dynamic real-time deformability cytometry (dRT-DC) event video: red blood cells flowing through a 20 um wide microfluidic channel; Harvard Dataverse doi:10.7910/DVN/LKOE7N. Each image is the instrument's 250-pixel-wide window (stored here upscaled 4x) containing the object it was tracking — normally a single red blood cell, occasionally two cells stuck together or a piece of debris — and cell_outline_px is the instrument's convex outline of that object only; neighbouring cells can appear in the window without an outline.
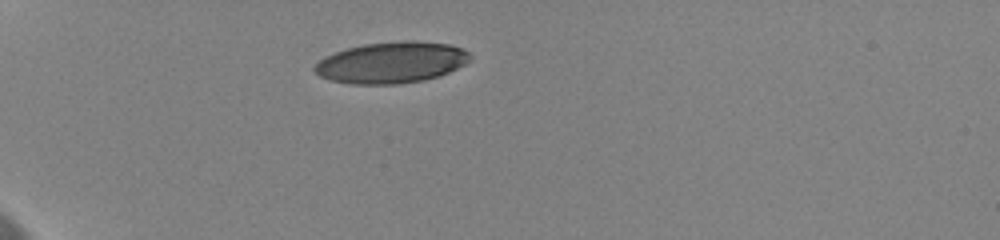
{"species": "human", "species_latin": "Homo sapiens", "temperature_condition": "cold", "stored_images_in_passage": 32, "camera_frame_rate_fps": 3000, "um_per_image_px": 0.085, "donor": {"sex": "female"}, "frame": {"image": 1, "passage_image": 1, "time_ms": 0.0, "image_size_px": [1000, 240], "cell_outline_px": [[472, 60], [440, 76], [424, 80], [396, 84], [352, 84], [332, 80], [320, 76], [312, 68], [324, 56], [348, 48], [364, 44], [412, 40], [448, 44], [460, 48], [468, 52], [472, 56]], "centroid_in_image_um": [33.29, 5.31], "position_along_channel_um": 51.7, "area_um2": 37.17}}
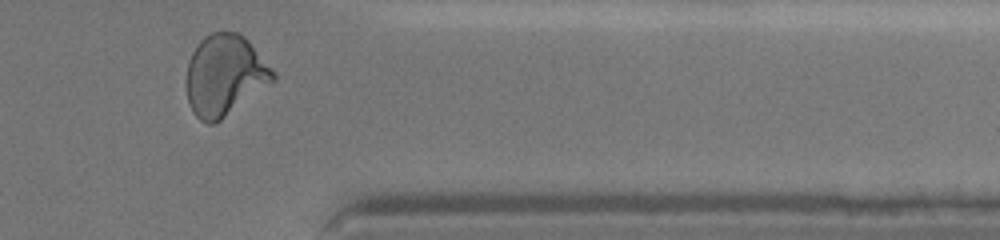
{"frame": {"image": 2, "passage_image": 32, "time_ms": 10.667, "image_size_px": [1000, 240], "cell_outline_px": [[276, 80], [216, 124], [208, 124], [200, 120], [192, 112], [188, 100], [188, 60], [192, 52], [200, 40], [204, 36], [212, 32], [236, 32], [244, 36], [248, 40], [276, 72]], "centroid_in_image_um": [19.13, 6.41], "position_along_channel_um": 392.3, "area_um2": 40.92}, "authors_computed_cell_mechanics": {"area_um2": 38.9283, "velocity_mm_per_s": 3.5732, "shape_relaxation_time_tau1_ms": 5.379, "shape_relaxation_time_tau2_ms": 1.1683, "deformation_change_tau1": 0.183, "deformation_change_tau2": 0.0636}}